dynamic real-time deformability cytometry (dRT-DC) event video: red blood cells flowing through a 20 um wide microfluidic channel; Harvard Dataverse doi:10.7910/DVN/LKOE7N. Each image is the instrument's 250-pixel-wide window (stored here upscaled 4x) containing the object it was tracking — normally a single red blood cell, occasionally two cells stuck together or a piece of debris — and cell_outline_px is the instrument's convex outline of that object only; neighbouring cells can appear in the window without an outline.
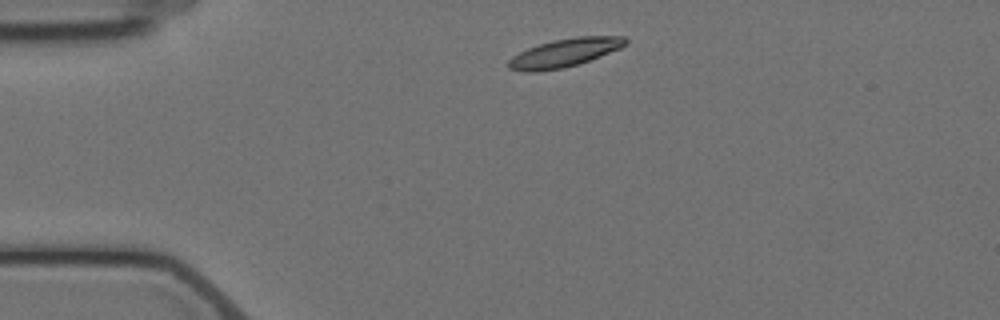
{"species": "Egyptian fruit bat (a non-hibernating species)", "species_latin": "Rousettus aegyptiacus", "temperature_condition": "cold", "stored_images_in_passage": 2, "camera_frame_rate_fps": 3000, "um_per_image_px": 0.085, "animal": {"sex": "female"}, "frame": {"image": 1, "passage_image": 1, "time_ms": 0.0, "image_size_px": [1000, 320], "cell_outline_px": [[628, 44], [620, 48], [580, 64], [564, 68], [540, 72], [524, 72], [508, 68], [508, 60], [512, 56], [528, 48], [552, 40], [576, 36], [624, 36], [628, 40]], "centroid_in_image_um": [47.99, 4.49], "position_along_channel_um": 37.0, "area_um2": 19.54}}